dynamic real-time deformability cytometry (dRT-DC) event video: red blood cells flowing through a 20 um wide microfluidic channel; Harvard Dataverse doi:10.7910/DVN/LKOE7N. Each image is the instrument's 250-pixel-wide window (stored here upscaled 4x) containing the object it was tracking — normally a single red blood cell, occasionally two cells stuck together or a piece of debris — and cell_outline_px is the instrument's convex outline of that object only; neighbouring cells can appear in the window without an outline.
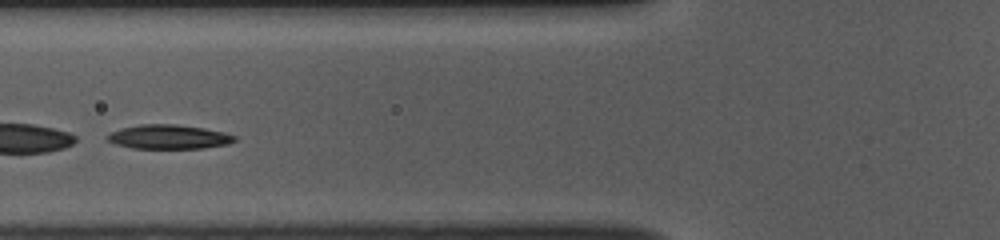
{"species": "common noctule bat (a hibernating species)", "species_latin": "Nyctalus noctula", "temperature_condition": "room temperature", "stored_images_in_passage": 42, "segment_of_instrument_passage": [2, 2], "camera_frame_rate_fps": 3000, "um_per_image_px": 0.085, "animal": {"sex": "female", "body_mass_g": 10.0, "forearm_length_mm": 53.1}, "frame": {"image": 1, "passage_image": 11, "time_ms": 3.333, "image_size_px": [1000, 240], "cell_outline_px": [[236, 140], [228, 144], [204, 148], [132, 148], [116, 144], [108, 140], [108, 136], [112, 132], [124, 128], [140, 124], [176, 124], [204, 128], [224, 132], [236, 136]], "centroid_in_image_um": [14.4, 11.63], "position_along_channel_um": 111.4, "area_um2": 17.74}}
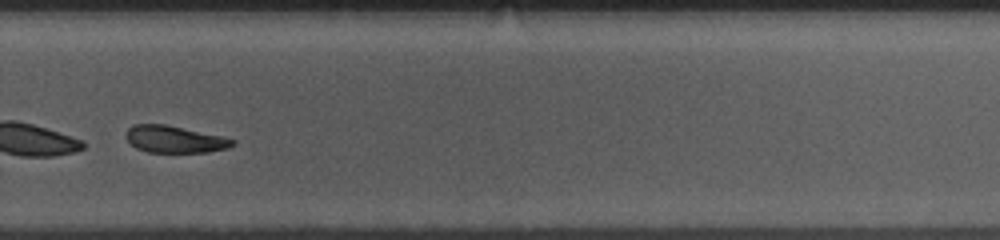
{"frame": {"image": 2, "passage_image": 27, "time_ms": 8.667, "image_size_px": [1000, 240], "cell_outline_px": [[236, 144], [228, 148], [208, 152], [148, 152], [136, 148], [124, 136], [124, 132], [132, 124], [164, 124], [224, 136], [236, 140]], "centroid_in_image_um": [14.85, 11.83], "position_along_channel_um": 315.0, "area_um2": 16.94}}